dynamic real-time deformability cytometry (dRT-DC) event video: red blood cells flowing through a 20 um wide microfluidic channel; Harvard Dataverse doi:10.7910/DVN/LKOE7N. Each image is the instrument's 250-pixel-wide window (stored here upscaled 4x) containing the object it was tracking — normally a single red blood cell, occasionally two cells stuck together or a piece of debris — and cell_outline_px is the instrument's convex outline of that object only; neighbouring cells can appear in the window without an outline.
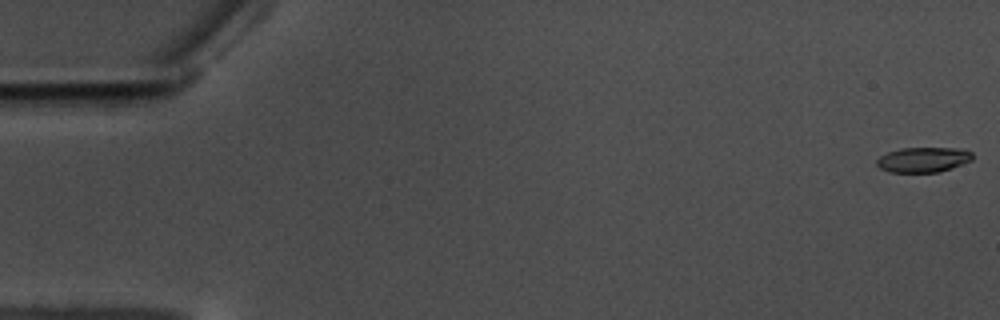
{"species": "common noctule bat (a hibernating species)", "species_latin": "Nyctalus noctula", "temperature_condition": "warm", "stored_images_in_passage": 13, "camera_frame_rate_fps": 3000, "um_per_image_px": 0.085, "animal": {"sex": "male", "body_mass_g": 17.5, "forearm_length_mm": 52.3}, "frame": {"image": 1, "passage_image": 1, "time_ms": 0.0, "image_size_px": [1000, 320], "cell_outline_px": [[972, 160], [952, 168], [936, 172], [888, 172], [880, 168], [876, 164], [876, 160], [880, 156], [888, 152], [900, 148], [964, 148], [972, 152]], "centroid_in_image_um": [78.48, 13.56], "position_along_channel_um": 6.5, "area_um2": 14.05}}